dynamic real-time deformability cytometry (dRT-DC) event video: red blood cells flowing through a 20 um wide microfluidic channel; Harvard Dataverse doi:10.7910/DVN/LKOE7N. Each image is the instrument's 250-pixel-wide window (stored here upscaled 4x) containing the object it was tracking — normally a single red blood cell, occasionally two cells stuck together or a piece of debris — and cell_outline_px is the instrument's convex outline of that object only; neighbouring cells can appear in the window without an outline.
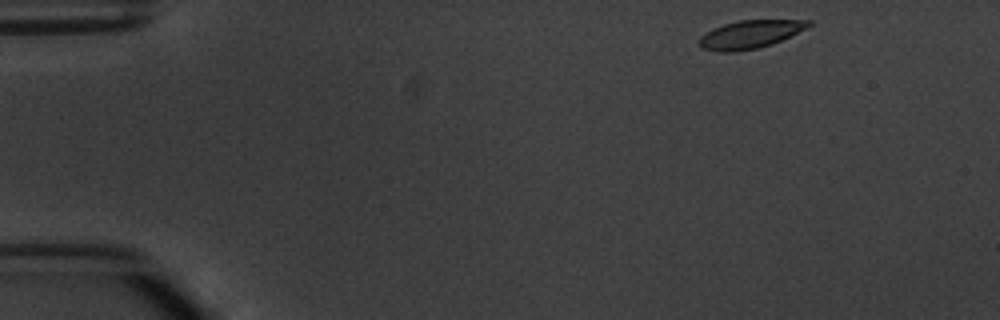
{"species": "common noctule bat (a hibernating species)", "species_latin": "Nyctalus noctula", "temperature_condition": "warm", "stored_images_in_passage": 6, "camera_frame_rate_fps": 3000, "um_per_image_px": 0.085, "animal": {"sex": "male", "body_mass_g": 20.1, "forearm_length_mm": 53.5}, "frame": {"image": 1, "passage_image": 1, "time_ms": 0.0, "image_size_px": [1000, 320], "cell_outline_px": [[812, 24], [808, 28], [772, 44], [756, 48], [736, 52], [716, 52], [700, 48], [696, 44], [700, 36], [712, 28], [724, 24], [740, 20], [812, 20]], "centroid_in_image_um": [63.71, 2.93], "position_along_channel_um": 21.3, "area_um2": 18.15}}
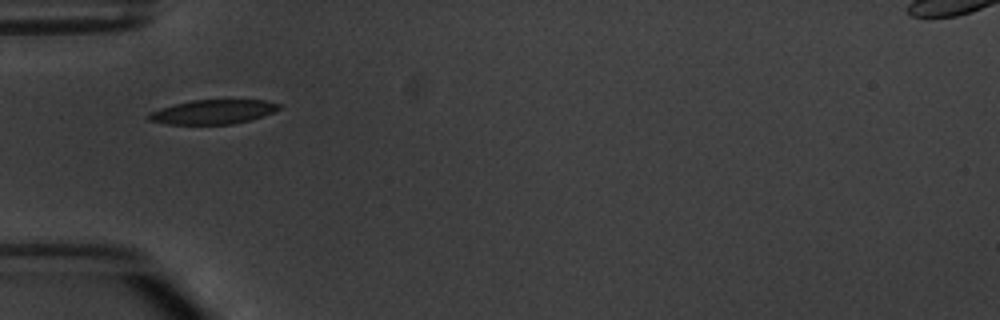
{"frame": {"image": 2, "passage_image": 4, "time_ms": 3.667, "image_size_px": [1000, 320], "cell_outline_px": [[280, 108], [264, 116], [232, 124], [168, 124], [148, 120], [148, 112], [172, 104], [192, 100], [264, 100], [280, 104]], "centroid_in_image_um": [18.06, 9.5], "position_along_channel_um": 66.9, "area_um2": 18.38}}
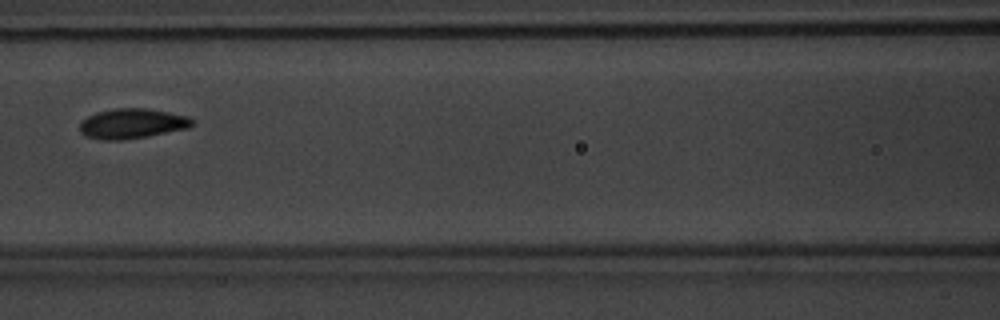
{"frame": {"image": 3, "passage_image": 6, "time_ms": 6.0, "image_size_px": [1000, 320], "cell_outline_px": [[196, 124], [188, 128], [148, 136], [120, 140], [104, 140], [84, 136], [80, 132], [80, 124], [88, 116], [96, 112], [116, 108], [144, 108], [168, 112], [188, 116], [196, 120]], "centroid_in_image_um": [11.26, 10.5], "position_along_channel_um": 155.3, "area_um2": 19.71}}